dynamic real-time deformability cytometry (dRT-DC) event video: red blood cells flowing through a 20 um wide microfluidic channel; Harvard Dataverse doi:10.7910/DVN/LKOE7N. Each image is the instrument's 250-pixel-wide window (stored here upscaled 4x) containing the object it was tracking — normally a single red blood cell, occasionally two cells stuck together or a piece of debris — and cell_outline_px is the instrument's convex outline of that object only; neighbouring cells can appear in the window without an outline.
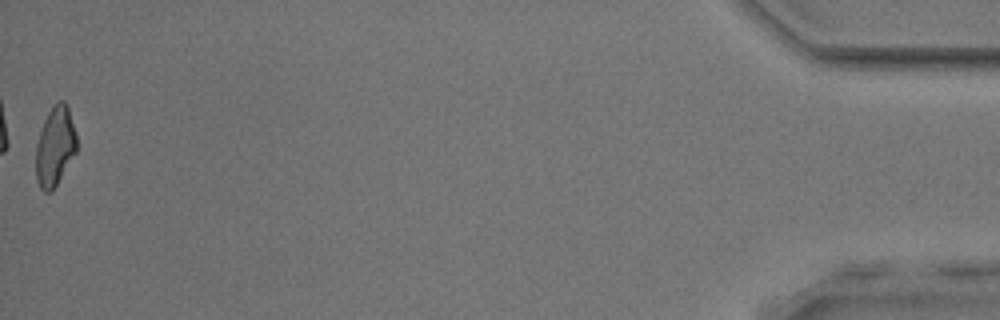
{"species": "common noctule bat (a hibernating species)", "species_latin": "Nyctalus noctula", "temperature_condition": "room temperature", "stored_images_in_passage": 43, "camera_frame_rate_fps": 3000, "um_per_image_px": 0.085, "animal": {"sex": "male", "body_mass_g": 17.9, "forearm_length_mm": 54.2}, "frame": {"image": 1, "passage_image": 43, "time_ms": 14.0, "image_size_px": [1000, 320], "cell_outline_px": [[76, 152], [52, 192], [44, 192], [40, 188], [36, 180], [36, 144], [44, 120], [48, 112], [60, 100], [64, 100], [68, 104], [76, 132]], "centroid_in_image_um": [4.68, 12.44], "position_along_channel_um": 430.5, "area_um2": 18.9}, "authors_computed_cell_mechanics": {"area_um2": 19.652, "velocity_mm_per_s": 3.9605, "shape_relaxation_time_tau1_ms": 5.7264, "shape_relaxation_time_tau2_ms": 2.5835, "deformation_change_tau1": 0.1612, "deformation_change_tau2": 0.1148}}